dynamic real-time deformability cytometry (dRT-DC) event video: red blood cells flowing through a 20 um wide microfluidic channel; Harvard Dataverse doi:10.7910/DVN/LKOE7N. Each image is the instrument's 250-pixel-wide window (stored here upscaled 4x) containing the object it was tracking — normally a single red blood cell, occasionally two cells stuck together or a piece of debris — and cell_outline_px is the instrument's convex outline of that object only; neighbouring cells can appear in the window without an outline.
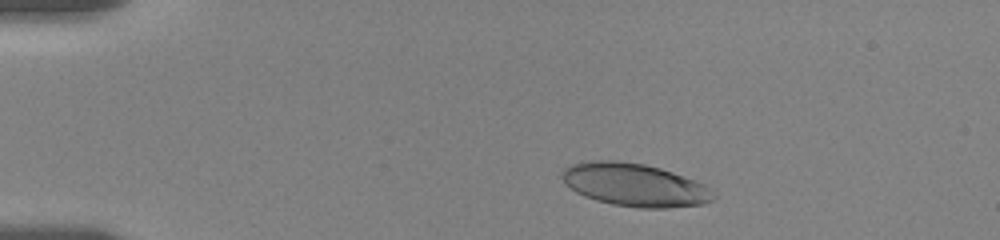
{"species": "human", "species_latin": "Homo sapiens", "temperature_condition": "room temperature", "stored_images_in_passage": 10, "camera_frame_rate_fps": 3000, "um_per_image_px": 0.085, "donor": {"sex": "female"}, "frame": {"image": 1, "passage_image": 5, "time_ms": 1.667, "image_size_px": [1000, 240], "cell_outline_px": [[716, 196], [712, 200], [704, 204], [668, 208], [640, 208], [612, 204], [596, 200], [584, 196], [576, 192], [564, 184], [560, 176], [564, 168], [572, 164], [596, 160], [612, 160], [644, 164], [660, 168], [684, 176], [704, 184], [716, 192]], "centroid_in_image_um": [53.95, 15.72], "position_along_channel_um": 31.0, "area_um2": 38.03}}
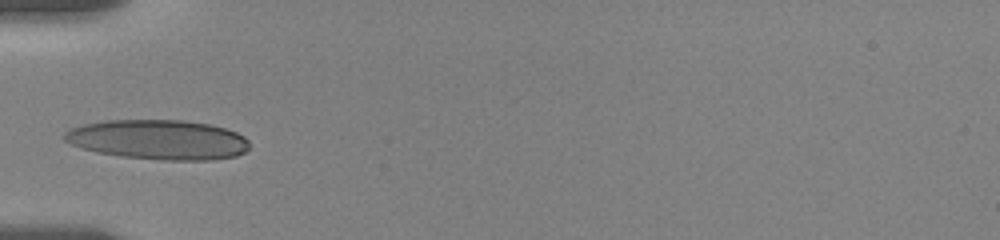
{"frame": {"image": 2, "passage_image": 9, "time_ms": 4.667, "image_size_px": [1000, 240], "cell_outline_px": [[248, 148], [244, 152], [236, 156], [212, 160], [160, 160], [120, 156], [96, 152], [80, 148], [64, 140], [64, 132], [68, 128], [84, 124], [104, 120], [184, 120], [212, 124], [236, 132], [244, 136], [248, 140]], "centroid_in_image_um": [13.44, 11.87], "position_along_channel_um": 71.6, "area_um2": 43.18}}